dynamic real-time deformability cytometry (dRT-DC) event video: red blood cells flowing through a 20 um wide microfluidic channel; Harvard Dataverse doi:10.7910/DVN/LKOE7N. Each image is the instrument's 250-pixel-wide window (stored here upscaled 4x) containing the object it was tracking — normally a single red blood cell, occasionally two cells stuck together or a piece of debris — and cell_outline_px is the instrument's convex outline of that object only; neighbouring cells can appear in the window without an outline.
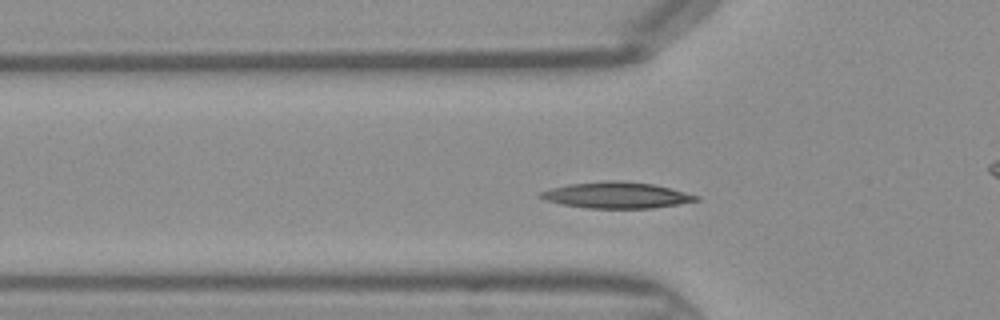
{"species": "Egyptian fruit bat (a non-hibernating species)", "species_latin": "Rousettus aegyptiacus", "temperature_condition": "warm", "stored_images_in_passage": 42, "camera_frame_rate_fps": 3000, "um_per_image_px": 0.085, "frame": {"image": 1, "passage_image": 11, "time_ms": 3.333, "image_size_px": [1000, 320], "cell_outline_px": [[700, 200], [680, 204], [652, 208], [588, 208], [560, 204], [544, 200], [536, 196], [540, 192], [552, 188], [568, 184], [608, 180], [616, 180], [652, 184], [672, 188], [700, 196]], "centroid_in_image_um": [52.4, 16.59], "position_along_channel_um": 73.4, "area_um2": 23.87}}
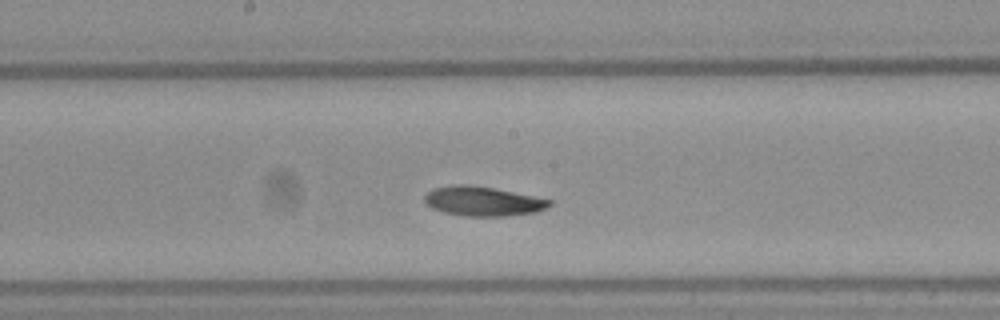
{"frame": {"image": 2, "passage_image": 20, "time_ms": 6.333, "image_size_px": [1000, 320], "cell_outline_px": [[552, 204], [548, 208], [536, 212], [504, 216], [464, 216], [444, 212], [432, 208], [424, 204], [424, 196], [432, 188], [452, 184], [468, 184], [492, 188], [552, 200]], "centroid_in_image_um": [41.0, 17.1], "position_along_channel_um": 207.2, "area_um2": 21.5}}
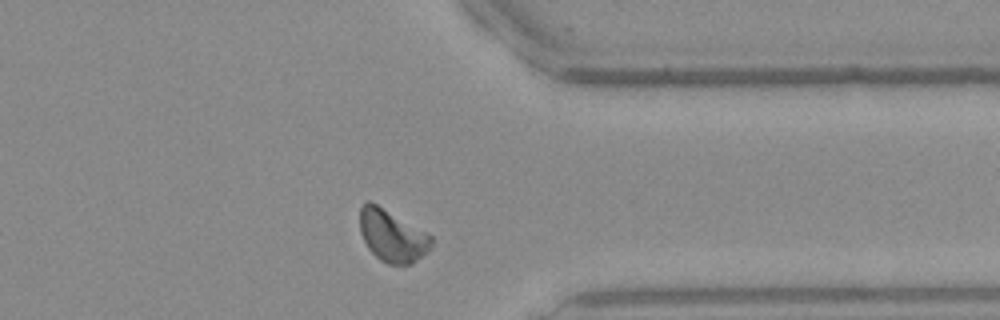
{"frame": {"image": 3, "passage_image": 32, "time_ms": 10.333, "image_size_px": [1000, 320], "cell_outline_px": [[432, 248], [412, 264], [388, 264], [380, 260], [368, 248], [360, 232], [360, 208], [368, 200], [376, 204], [432, 236]], "centroid_in_image_um": [33.33, 20.07], "position_along_channel_um": 378.1, "area_um2": 21.33}}